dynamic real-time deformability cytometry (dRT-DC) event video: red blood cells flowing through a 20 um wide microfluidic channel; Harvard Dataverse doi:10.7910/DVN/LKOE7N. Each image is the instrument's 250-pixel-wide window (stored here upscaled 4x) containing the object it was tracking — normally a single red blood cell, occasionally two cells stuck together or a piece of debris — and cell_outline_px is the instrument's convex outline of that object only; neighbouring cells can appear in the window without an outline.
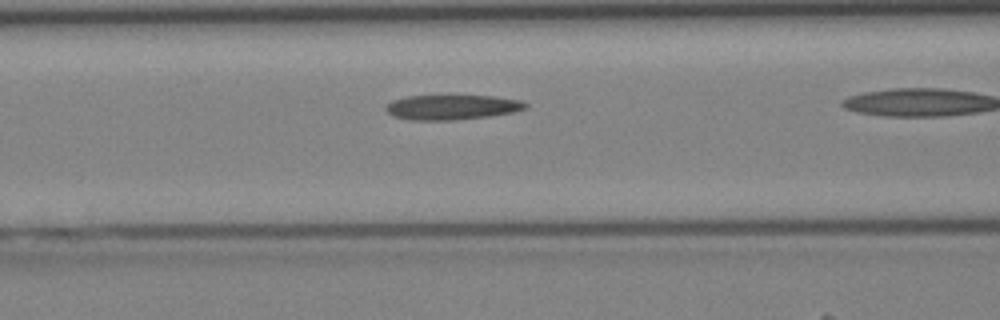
{"species": "Egyptian fruit bat (a non-hibernating species)", "species_latin": "Rousettus aegyptiacus", "temperature_condition": "cold", "stored_images_in_passage": 24, "camera_frame_rate_fps": 3000, "um_per_image_px": 0.085, "animal": {"sex": "female"}, "frame": {"image": 1, "passage_image": 8, "time_ms": 2.333, "image_size_px": [1000, 320], "cell_outline_px": [[528, 108], [512, 112], [488, 116], [448, 120], [412, 120], [392, 116], [384, 108], [392, 100], [408, 96], [496, 96], [520, 100], [528, 104]], "centroid_in_image_um": [38.41, 9.11], "position_along_channel_um": 128.2, "area_um2": 20.06}}